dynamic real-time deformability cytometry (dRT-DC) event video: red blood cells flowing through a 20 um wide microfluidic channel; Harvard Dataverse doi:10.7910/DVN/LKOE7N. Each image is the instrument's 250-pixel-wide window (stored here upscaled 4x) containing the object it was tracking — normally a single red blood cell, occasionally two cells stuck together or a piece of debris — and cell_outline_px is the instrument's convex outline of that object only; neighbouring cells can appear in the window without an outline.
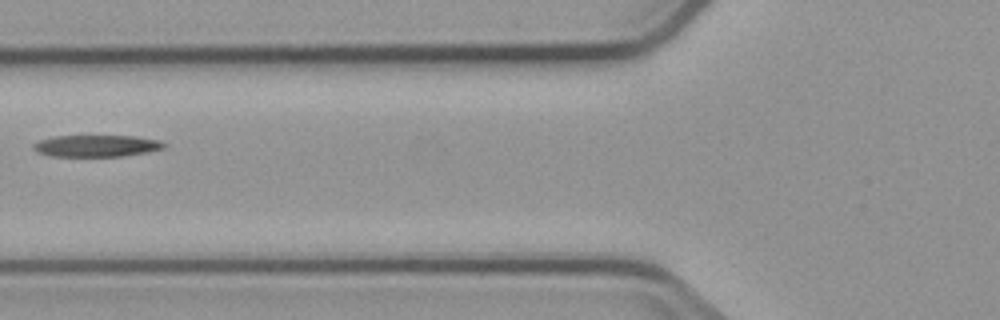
{"species": "common noctule bat (a hibernating species)", "species_latin": "Nyctalus noctula", "temperature_condition": "cold", "stored_images_in_passage": 5, "camera_frame_rate_fps": 3000, "um_per_image_px": 0.085, "animal": {"sex": "male", "body_mass_g": 23.1, "forearm_length_mm": 52.7}, "frame": {"image": 1, "passage_image": 4, "time_ms": 3.667, "image_size_px": [1000, 320], "cell_outline_px": [[168, 144], [164, 148], [148, 152], [124, 156], [52, 156], [40, 152], [32, 148], [32, 144], [40, 140], [52, 136], [136, 136], [160, 140]], "centroid_in_image_um": [8.25, 12.39], "position_along_channel_um": 117.5, "area_um2": 16.59}}
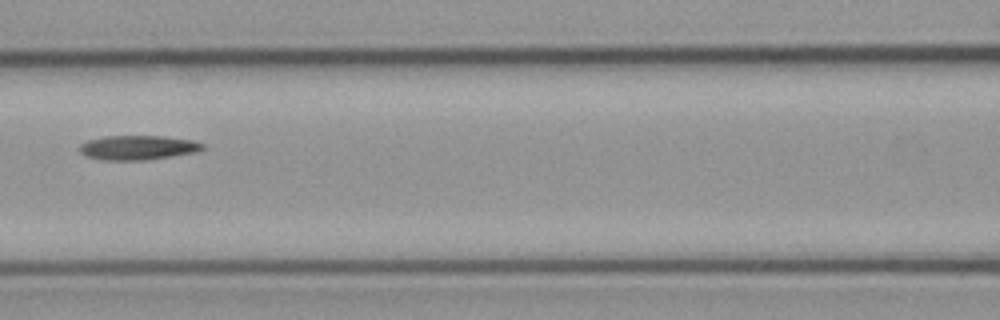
{"frame": {"image": 2, "passage_image": 5, "time_ms": 4.667, "image_size_px": [1000, 320], "cell_outline_px": [[208, 148], [200, 152], [144, 160], [104, 160], [88, 156], [80, 152], [80, 144], [88, 140], [104, 136], [160, 136], [192, 140], [204, 144]], "centroid_in_image_um": [11.79, 12.54], "position_along_channel_um": 154.8, "area_um2": 17.57}}